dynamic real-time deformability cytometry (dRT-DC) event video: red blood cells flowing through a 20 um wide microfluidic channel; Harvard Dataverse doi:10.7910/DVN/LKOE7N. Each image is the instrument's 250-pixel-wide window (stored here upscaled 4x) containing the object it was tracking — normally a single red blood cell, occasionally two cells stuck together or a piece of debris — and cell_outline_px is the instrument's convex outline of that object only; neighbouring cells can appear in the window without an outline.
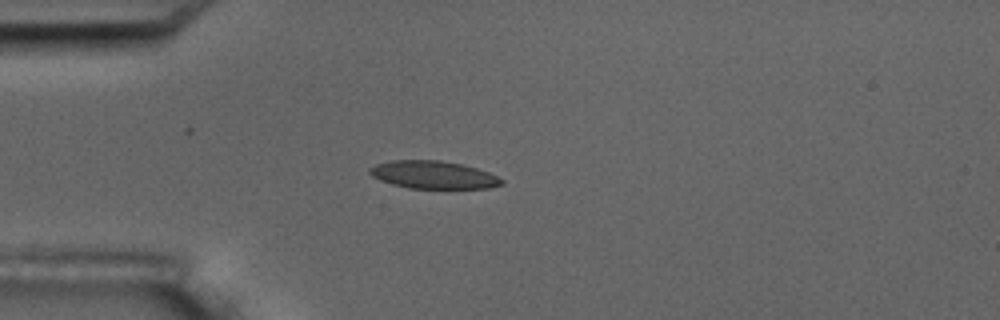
{"species": "common noctule bat (a hibernating species)", "species_latin": "Nyctalus noctula", "temperature_condition": "room temperature", "stored_images_in_passage": 11, "camera_frame_rate_fps": 3000, "um_per_image_px": 0.085, "animal": {"sex": "male", "body_mass_g": 17.5, "forearm_length_mm": 52.3}, "frame": {"image": 1, "passage_image": 4, "time_ms": 4.333, "image_size_px": [1000, 320], "cell_outline_px": [[504, 184], [488, 188], [408, 188], [392, 184], [380, 180], [372, 176], [368, 172], [368, 168], [376, 164], [392, 160], [440, 160], [460, 164], [476, 168], [488, 172], [504, 180]], "centroid_in_image_um": [36.81, 14.86], "position_along_channel_um": 48.2, "area_um2": 21.27}}
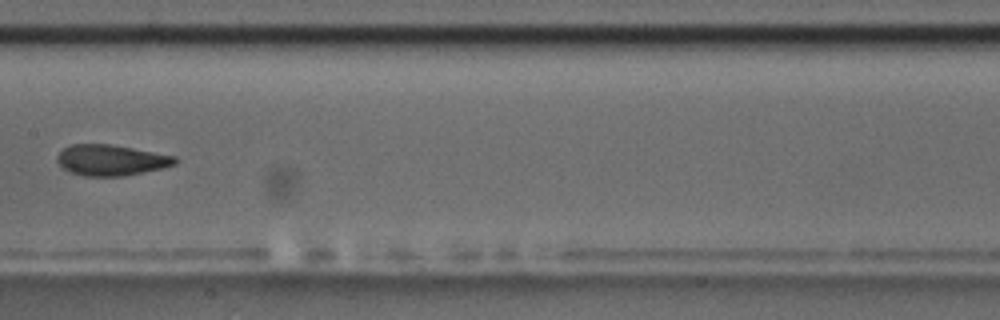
{"frame": {"image": 2, "passage_image": 8, "time_ms": 9.0, "image_size_px": [1000, 320], "cell_outline_px": [[180, 160], [176, 164], [160, 168], [120, 176], [84, 176], [72, 172], [64, 168], [56, 160], [56, 156], [64, 148], [72, 144], [112, 144], [176, 156]], "centroid_in_image_um": [9.45, 13.59], "position_along_channel_um": 198.0, "area_um2": 20.98}}
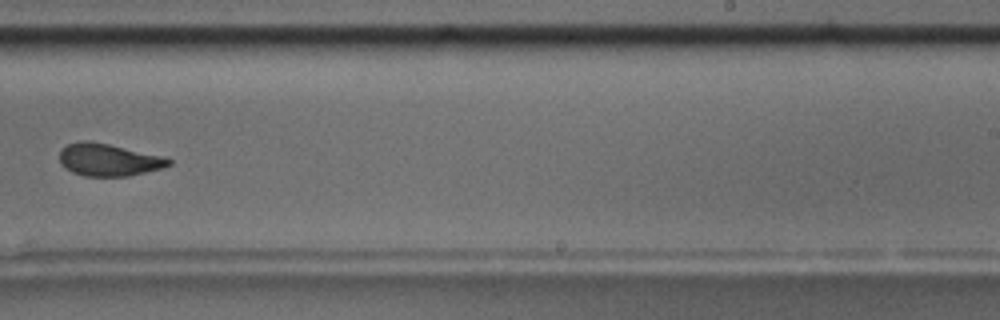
{"frame": {"image": 3, "passage_image": 10, "time_ms": 11.333, "image_size_px": [1000, 320], "cell_outline_px": [[172, 164], [160, 168], [128, 176], [84, 176], [72, 172], [64, 168], [60, 164], [60, 148], [68, 144], [80, 140], [92, 140], [164, 156], [172, 160]], "centroid_in_image_um": [9.19, 13.56], "position_along_channel_um": 279.8, "area_um2": 20.81}}